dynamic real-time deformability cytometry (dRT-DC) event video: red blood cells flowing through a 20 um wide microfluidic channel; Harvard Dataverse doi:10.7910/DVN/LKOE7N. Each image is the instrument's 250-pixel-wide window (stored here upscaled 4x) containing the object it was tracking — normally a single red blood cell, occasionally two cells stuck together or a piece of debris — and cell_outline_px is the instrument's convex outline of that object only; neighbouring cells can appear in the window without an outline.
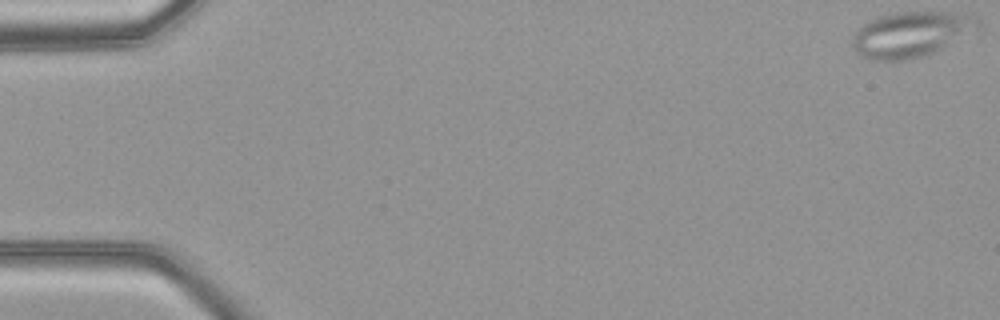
{"species": "common noctule bat (a hibernating species)", "species_latin": "Nyctalus noctula", "temperature_condition": "warm", "stored_images_in_passage": 50, "segment_of_instrument_passage": [1, 2], "camera_frame_rate_fps": 3000, "um_per_image_px": 0.085, "animal": {"sex": "female", "body_mass_g": 21.9}, "frame": {"image": 1, "passage_image": 1, "time_ms": 0.0, "image_size_px": [1000, 320], "cell_outline_px": [[984, 28], [980, 32], [924, 56], [908, 60], [872, 60], [860, 56], [856, 52], [852, 44], [852, 36], [864, 24], [880, 16], [896, 12], [952, 12], [976, 16], [980, 20]], "centroid_in_image_um": [77.57, 2.92], "position_along_channel_um": 7.4, "area_um2": 33.93}}